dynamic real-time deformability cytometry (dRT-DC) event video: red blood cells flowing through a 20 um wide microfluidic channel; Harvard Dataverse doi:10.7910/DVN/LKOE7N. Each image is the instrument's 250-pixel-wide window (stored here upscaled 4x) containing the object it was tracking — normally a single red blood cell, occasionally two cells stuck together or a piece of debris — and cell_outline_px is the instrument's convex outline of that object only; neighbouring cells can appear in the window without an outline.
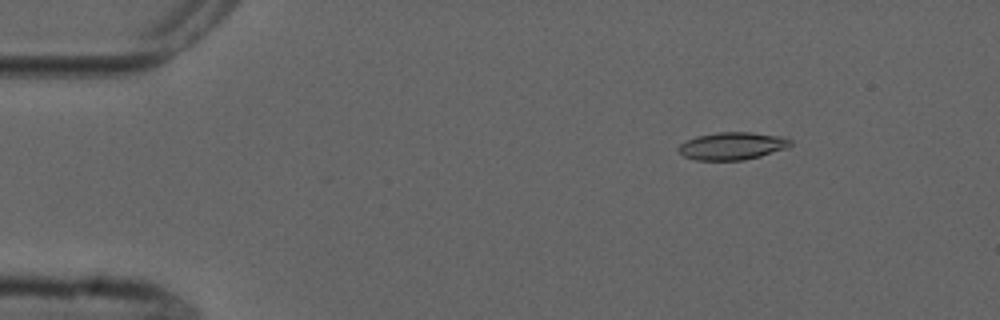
{"species": "common noctule bat (a hibernating species)", "species_latin": "Nyctalus noctula", "temperature_condition": "cold", "stored_images_in_passage": 6, "segment_of_instrument_passage": [1, 2], "camera_frame_rate_fps": 3000, "um_per_image_px": 0.085, "animal": {"sex": "male", "forearm_length_mm": 52.5}, "frame": {"image": 1, "passage_image": 3, "time_ms": 2.333, "image_size_px": [1000, 320], "cell_outline_px": [[792, 144], [788, 148], [760, 156], [744, 160], [696, 160], [684, 156], [676, 148], [680, 144], [696, 136], [716, 132], [752, 132], [780, 136], [792, 140]], "centroid_in_image_um": [62.25, 12.4], "position_along_channel_um": 22.7, "area_um2": 18.03}}